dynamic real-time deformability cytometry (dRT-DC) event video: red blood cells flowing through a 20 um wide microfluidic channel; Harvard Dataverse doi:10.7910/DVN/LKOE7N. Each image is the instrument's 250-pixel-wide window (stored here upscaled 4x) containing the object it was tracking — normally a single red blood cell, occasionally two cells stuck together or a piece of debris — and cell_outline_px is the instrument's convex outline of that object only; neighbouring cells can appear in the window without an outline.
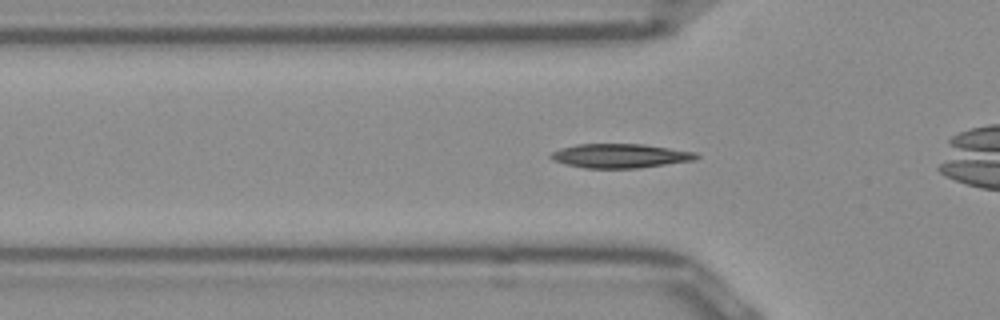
{"species": "Egyptian fruit bat (a non-hibernating species)", "species_latin": "Rousettus aegyptiacus", "temperature_condition": "room temperature", "stored_images_in_passage": 35, "camera_frame_rate_fps": 3000, "um_per_image_px": 0.085, "frame": {"image": 1, "passage_image": 6, "time_ms": 1.667, "image_size_px": [1000, 320], "cell_outline_px": [[700, 156], [696, 160], [636, 168], [584, 168], [564, 164], [552, 160], [548, 156], [552, 152], [560, 148], [576, 144], [644, 144], [696, 152]], "centroid_in_image_um": [52.69, 13.24], "position_along_channel_um": 73.1, "area_um2": 20.58}}
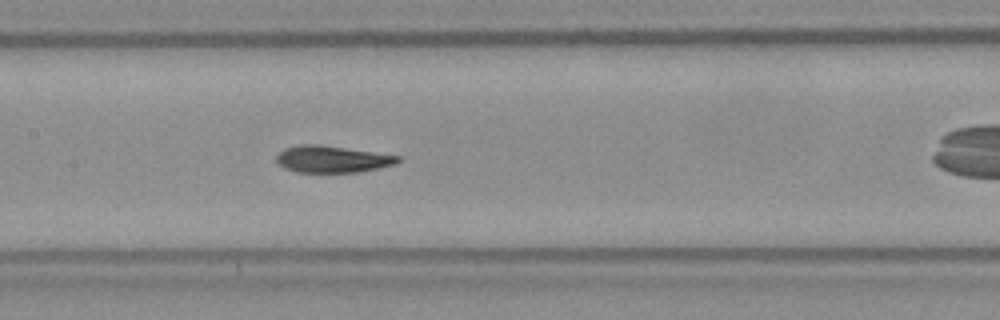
{"frame": {"image": 2, "passage_image": 14, "time_ms": 4.333, "image_size_px": [1000, 320], "cell_outline_px": [[400, 160], [396, 164], [356, 172], [296, 172], [284, 168], [276, 160], [276, 156], [284, 148], [300, 144], [320, 144], [400, 156]], "centroid_in_image_um": [28.2, 13.52], "position_along_channel_um": 179.2, "area_um2": 18.84}}
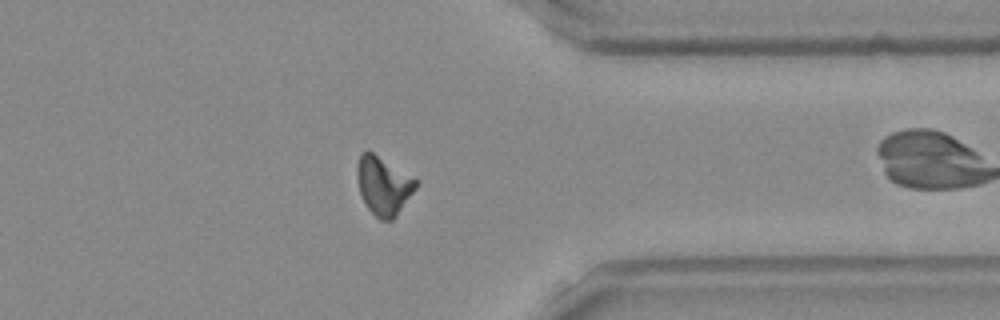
{"frame": {"image": 3, "passage_image": 30, "time_ms": 9.667, "image_size_px": [1000, 320], "cell_outline_px": [[420, 180], [416, 188], [396, 216], [392, 220], [380, 220], [364, 204], [360, 192], [356, 176], [356, 168], [360, 152], [368, 148]], "centroid_in_image_um": [32.59, 15.71], "position_along_channel_um": 378.8, "area_um2": 20.52}}